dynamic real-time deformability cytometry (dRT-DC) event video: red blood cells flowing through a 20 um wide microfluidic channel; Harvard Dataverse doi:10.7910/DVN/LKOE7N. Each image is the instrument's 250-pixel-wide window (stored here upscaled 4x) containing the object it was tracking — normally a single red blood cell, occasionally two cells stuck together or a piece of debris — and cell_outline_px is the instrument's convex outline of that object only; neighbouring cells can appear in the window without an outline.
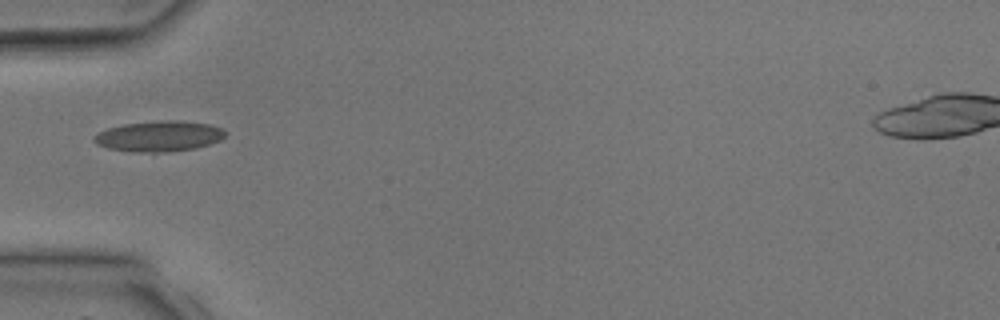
{"species": "common noctule bat (a hibernating species)", "species_latin": "Nyctalus noctula", "temperature_condition": "room temperature", "stored_images_in_passage": 6, "camera_frame_rate_fps": 3000, "um_per_image_px": 0.085, "animal": {"sex": "male", "body_mass_g": 17.9, "forearm_length_mm": 54.2}, "frame": {"image": 1, "passage_image": 6, "time_ms": 5.667, "image_size_px": [1000, 320], "cell_outline_px": [[224, 136], [220, 140], [196, 148], [168, 152], [132, 152], [108, 148], [96, 144], [92, 140], [92, 136], [108, 128], [124, 124], [160, 120], [176, 120], [208, 124], [220, 128], [224, 132]], "centroid_in_image_um": [13.47, 11.58], "position_along_channel_um": 71.5, "area_um2": 23.29}}